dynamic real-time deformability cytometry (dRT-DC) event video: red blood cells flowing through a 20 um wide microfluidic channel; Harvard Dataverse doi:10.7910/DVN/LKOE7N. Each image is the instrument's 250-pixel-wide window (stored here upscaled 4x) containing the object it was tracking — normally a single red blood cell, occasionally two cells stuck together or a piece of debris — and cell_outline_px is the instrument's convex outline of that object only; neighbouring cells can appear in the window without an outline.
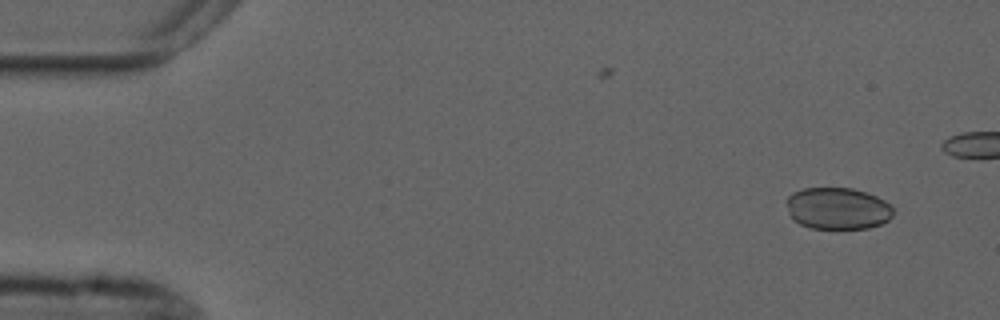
{"species": "common noctule bat (a hibernating species)", "species_latin": "Nyctalus noctula", "temperature_condition": "cold", "stored_images_in_passage": 4, "camera_frame_rate_fps": 3000, "um_per_image_px": 0.085, "animal": {"sex": "male", "forearm_length_mm": 52.5}, "frame": {"image": 1, "passage_image": 1, "time_ms": 0.0, "image_size_px": [1000, 320], "cell_outline_px": [[892, 216], [888, 220], [880, 224], [868, 228], [808, 228], [792, 220], [788, 212], [788, 196], [792, 192], [804, 188], [852, 188], [876, 196], [884, 200], [892, 208]], "centroid_in_image_um": [71.17, 17.72], "position_along_channel_um": 13.8, "area_um2": 25.89}}